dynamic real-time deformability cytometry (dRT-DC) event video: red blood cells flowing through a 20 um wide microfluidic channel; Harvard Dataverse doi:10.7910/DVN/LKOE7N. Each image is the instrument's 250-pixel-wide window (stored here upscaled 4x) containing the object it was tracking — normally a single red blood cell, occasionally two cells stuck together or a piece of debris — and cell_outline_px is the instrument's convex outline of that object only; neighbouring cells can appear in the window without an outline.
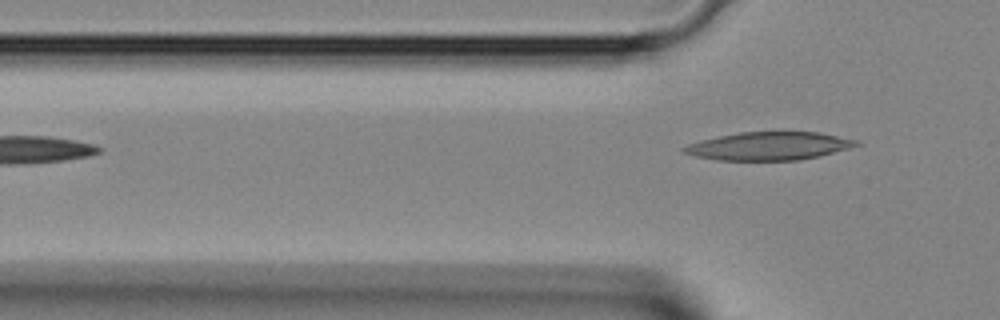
{"species": "Egyptian fruit bat (a non-hibernating species)", "species_latin": "Rousettus aegyptiacus", "temperature_condition": "room temperature", "stored_images_in_passage": 3, "camera_frame_rate_fps": 3000, "um_per_image_px": 0.085, "animal": {"sex": "female"}, "frame": {"image": 1, "passage_image": 3, "time_ms": 0.667, "image_size_px": [1000, 320], "cell_outline_px": [[864, 144], [820, 156], [800, 160], [716, 160], [696, 156], [684, 152], [680, 148], [688, 144], [700, 140], [740, 132], [780, 128], [820, 132], [860, 140]], "centroid_in_image_um": [65.46, 12.36], "position_along_channel_um": 60.3, "area_um2": 29.54}}